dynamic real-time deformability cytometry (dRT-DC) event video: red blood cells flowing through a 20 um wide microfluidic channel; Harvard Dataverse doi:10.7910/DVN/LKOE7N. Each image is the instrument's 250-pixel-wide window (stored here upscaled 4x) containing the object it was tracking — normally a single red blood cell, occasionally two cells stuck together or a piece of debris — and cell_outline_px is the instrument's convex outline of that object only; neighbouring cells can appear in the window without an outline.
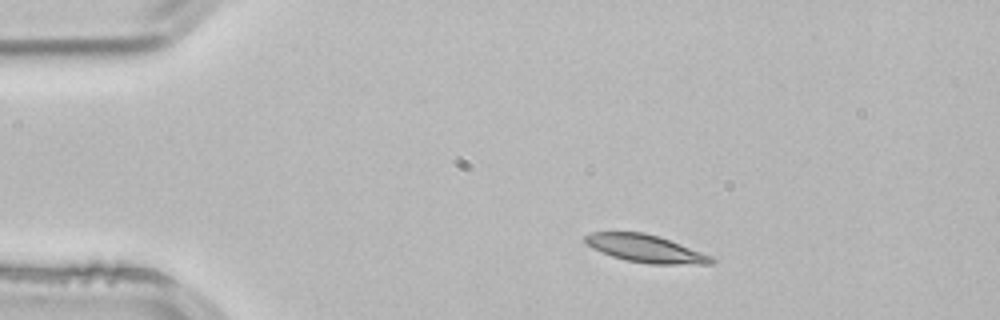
{"species": "common noctule bat (a hibernating species)", "species_latin": "Nyctalus noctula", "temperature_condition": "room temperature", "stored_images_in_passage": 3, "segment_of_instrument_passage": [1, 2], "camera_frame_rate_fps": 3000, "um_per_image_px": 0.085, "animal": {"sex": "male", "body_mass_g": 21.5, "forearm_length_mm": 52.0}, "frame": {"image": 1, "passage_image": 1, "time_ms": 0.0, "image_size_px": [1000, 320], "cell_outline_px": [[716, 260], [712, 264], [648, 264], [624, 260], [612, 256], [592, 248], [584, 240], [584, 236], [592, 232], [644, 232], [668, 240], [712, 256]], "centroid_in_image_um": [54.85, 21.14], "position_along_channel_um": 30.1, "area_um2": 20.06}}